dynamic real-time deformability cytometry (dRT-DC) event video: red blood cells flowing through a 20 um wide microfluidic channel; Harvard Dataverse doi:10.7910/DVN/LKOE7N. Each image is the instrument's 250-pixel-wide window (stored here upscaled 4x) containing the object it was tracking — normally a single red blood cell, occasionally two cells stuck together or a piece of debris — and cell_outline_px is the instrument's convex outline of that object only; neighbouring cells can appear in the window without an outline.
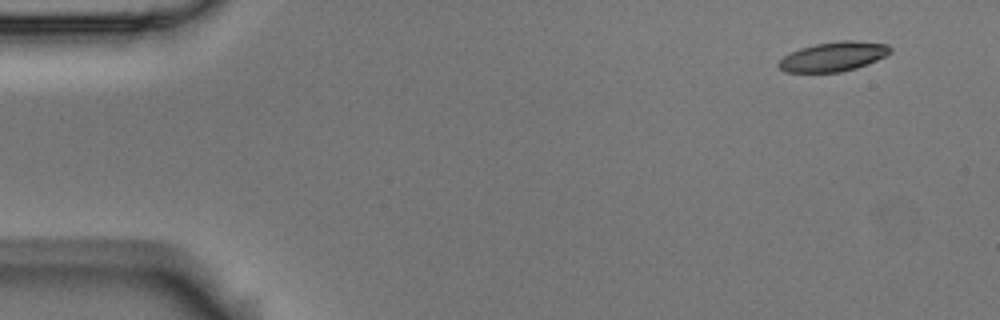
{"species": "Egyptian fruit bat (a non-hibernating species)", "species_latin": "Rousettus aegyptiacus", "temperature_condition": "room temperature", "stored_images_in_passage": 4, "camera_frame_rate_fps": 3000, "um_per_image_px": 0.085, "animal": {"sex": "male"}, "frame": {"image": 1, "passage_image": 1, "time_ms": 0.0, "image_size_px": [1000, 320], "cell_outline_px": [[892, 52], [868, 64], [856, 68], [840, 72], [784, 72], [776, 64], [784, 56], [800, 48], [816, 44], [840, 40], [856, 40], [888, 44], [892, 48]], "centroid_in_image_um": [70.86, 4.8], "position_along_channel_um": 14.1, "area_um2": 19.19}}
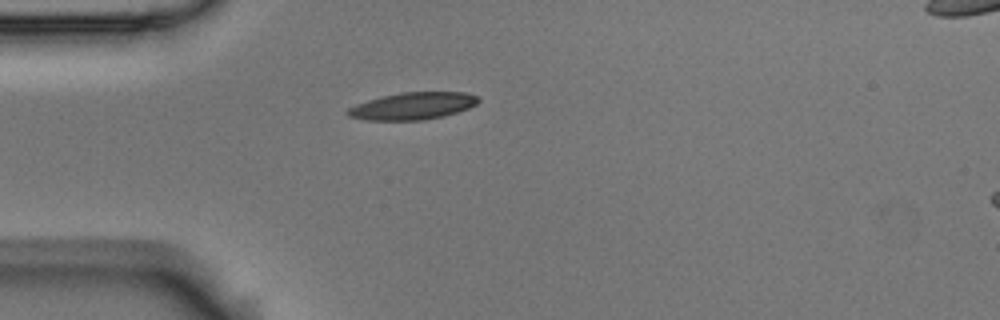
{"frame": {"image": 2, "passage_image": 4, "time_ms": 1.0, "image_size_px": [1000, 320], "cell_outline_px": [[480, 100], [476, 104], [468, 108], [444, 116], [424, 120], [368, 120], [348, 116], [344, 112], [348, 108], [356, 104], [368, 100], [400, 92], [464, 92], [480, 96]], "centroid_in_image_um": [35.09, 9.0], "position_along_channel_um": 49.9, "area_um2": 20.69}}